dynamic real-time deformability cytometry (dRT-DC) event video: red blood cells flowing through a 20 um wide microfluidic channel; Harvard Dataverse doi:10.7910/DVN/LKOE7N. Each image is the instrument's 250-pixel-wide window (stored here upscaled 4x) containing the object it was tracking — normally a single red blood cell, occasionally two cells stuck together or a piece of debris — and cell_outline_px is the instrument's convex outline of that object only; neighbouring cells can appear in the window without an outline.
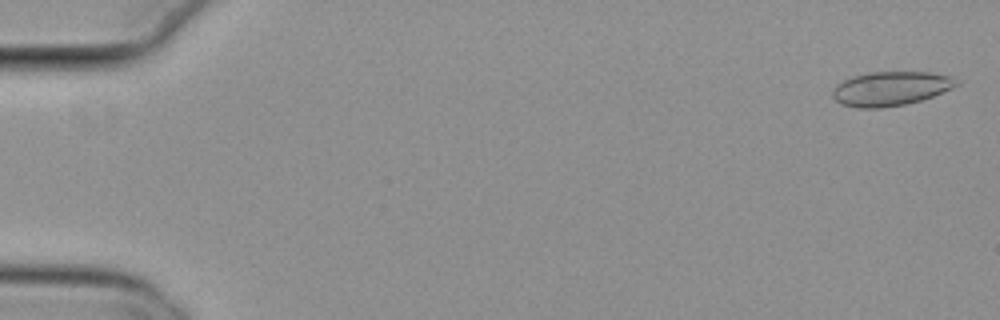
{"species": "common noctule bat (a hibernating species)", "species_latin": "Nyctalus noctula", "temperature_condition": "cold", "stored_images_in_passage": 12, "camera_frame_rate_fps": 3000, "um_per_image_px": 0.085, "animal": {"sex": "female", "body_mass_g": 29.2, "forearm_length_mm": 56.3}, "frame": {"image": 1, "passage_image": 1, "time_ms": 0.0, "image_size_px": [1000, 320], "cell_outline_px": [[960, 84], [952, 88], [932, 96], [920, 100], [904, 104], [880, 108], [856, 108], [840, 104], [832, 96], [832, 88], [836, 84], [852, 76], [868, 72], [932, 72], [952, 76], [960, 80]], "centroid_in_image_um": [75.7, 7.52], "position_along_channel_um": 9.3, "area_um2": 24.91}}